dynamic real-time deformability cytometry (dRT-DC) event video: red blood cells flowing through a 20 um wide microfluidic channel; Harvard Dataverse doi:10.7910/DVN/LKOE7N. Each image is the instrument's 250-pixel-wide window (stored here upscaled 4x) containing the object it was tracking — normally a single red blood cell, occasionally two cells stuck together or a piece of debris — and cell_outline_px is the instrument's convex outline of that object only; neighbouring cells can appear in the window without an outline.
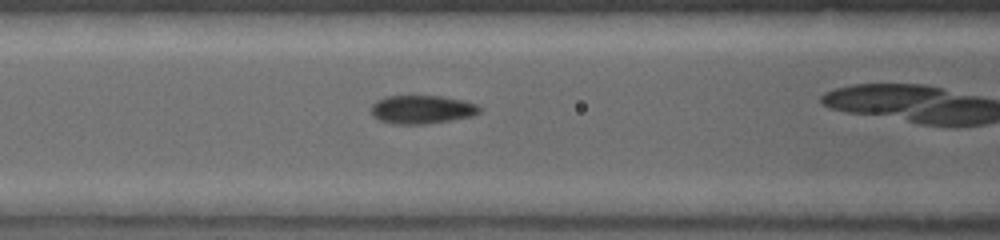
{"species": "common noctule bat (a hibernating species)", "species_latin": "Nyctalus noctula", "temperature_condition": "warm", "stored_images_in_passage": 16, "camera_frame_rate_fps": 5000, "um_per_image_px": 0.085, "animal": {"sex": "female", "body_mass_g": 19.0, "forearm_length_mm": 53.3}, "frame": {"image": 1, "passage_image": 7, "time_ms": 1.8, "image_size_px": [1000, 240], "cell_outline_px": [[480, 112], [472, 116], [452, 120], [428, 124], [392, 124], [376, 120], [372, 116], [372, 104], [376, 100], [384, 96], [440, 96], [464, 100], [476, 104], [480, 108]], "centroid_in_image_um": [35.83, 9.31], "position_along_channel_um": 130.8, "area_um2": 18.21}}